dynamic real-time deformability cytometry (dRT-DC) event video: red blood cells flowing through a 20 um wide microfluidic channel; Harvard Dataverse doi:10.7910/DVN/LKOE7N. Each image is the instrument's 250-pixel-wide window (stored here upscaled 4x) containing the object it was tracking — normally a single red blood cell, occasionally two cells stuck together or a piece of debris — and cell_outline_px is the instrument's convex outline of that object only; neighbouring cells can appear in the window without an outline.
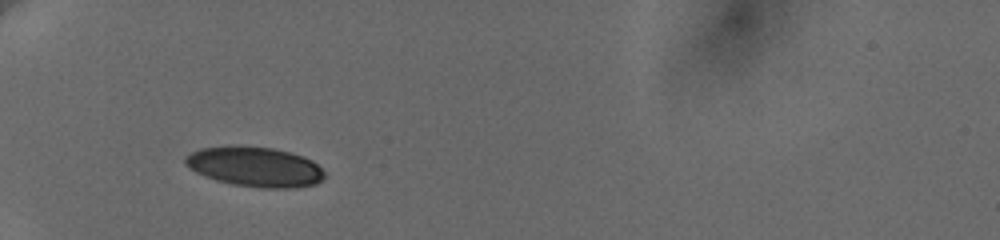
{"species": "human", "species_latin": "Homo sapiens", "temperature_condition": "cold", "stored_images_in_passage": 38, "camera_frame_rate_fps": 3000, "um_per_image_px": 0.085, "donor": {"sex": "female"}, "frame": {"image": 1, "passage_image": 1, "time_ms": 0.0, "image_size_px": [1000, 240], "cell_outline_px": [[324, 176], [316, 184], [296, 188], [260, 188], [232, 184], [216, 180], [204, 176], [188, 168], [184, 164], [184, 156], [200, 148], [236, 144], [272, 148], [292, 152], [304, 156], [312, 160], [324, 172]], "centroid_in_image_um": [21.63, 14.16], "position_along_channel_um": 63.4, "area_um2": 32.89}}
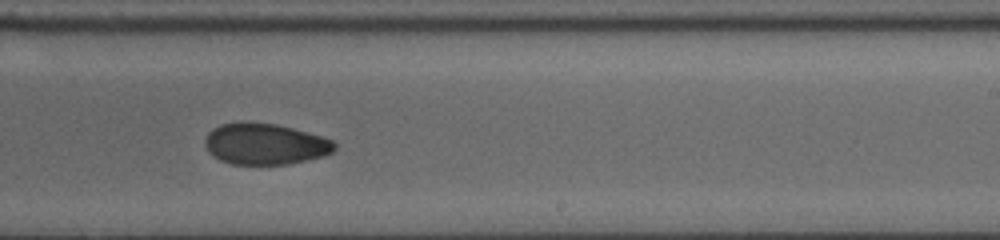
{"frame": {"image": 2, "passage_image": 19, "time_ms": 6.0, "image_size_px": [1000, 240], "cell_outline_px": [[336, 148], [332, 152], [324, 156], [288, 164], [232, 164], [220, 160], [208, 152], [204, 144], [204, 140], [208, 132], [212, 128], [220, 124], [240, 120], [244, 120], [276, 124], [292, 128], [320, 136], [332, 140], [336, 144]], "centroid_in_image_um": [22.48, 12.22], "position_along_channel_um": 266.5, "area_um2": 31.44}}
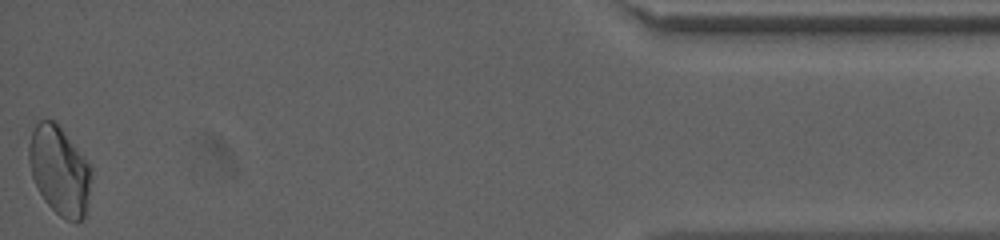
{"frame": {"image": 3, "passage_image": 38, "time_ms": 12.333, "image_size_px": [1000, 240], "cell_outline_px": [[92, 172], [84, 216], [76, 224], [60, 216], [44, 200], [32, 176], [28, 160], [28, 144], [32, 132], [36, 124], [40, 120], [56, 120], [92, 168]], "centroid_in_image_um": [5.04, 14.47], "position_along_channel_um": 430.2, "area_um2": 32.02}, "authors_computed_cell_mechanics": {"area_um2": 31.8767, "velocity_mm_per_s": 3.6423, "shape_relaxation_time_tau1_ms": 5.4766, "shape_relaxation_time_tau2_ms": 4.9425, "deformation_change_tau1": 0.1206, "deformation_change_tau2": 0.0785}}